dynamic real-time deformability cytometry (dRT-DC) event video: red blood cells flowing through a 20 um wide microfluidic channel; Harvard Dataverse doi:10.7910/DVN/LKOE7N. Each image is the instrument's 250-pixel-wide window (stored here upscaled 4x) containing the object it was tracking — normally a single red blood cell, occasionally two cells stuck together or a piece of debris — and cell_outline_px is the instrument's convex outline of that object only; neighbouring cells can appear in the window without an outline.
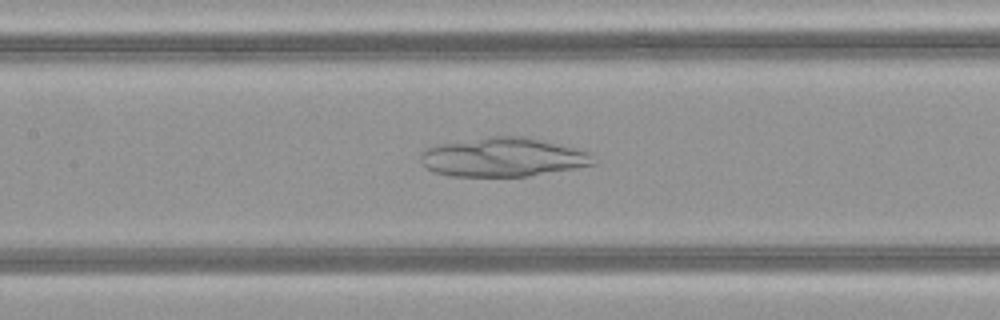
{"species": "common noctule bat (a hibernating species)", "species_latin": "Nyctalus noctula", "temperature_condition": "warm", "stored_images_in_passage": 39, "camera_frame_rate_fps": 3000, "um_per_image_px": 0.085, "animal": {"sex": "female", "body_mass_g": 21.9}, "frame": {"image": 1, "passage_image": 16, "time_ms": 5.0, "image_size_px": [1000, 320], "cell_outline_px": [[596, 164], [576, 168], [528, 176], [448, 176], [424, 168], [420, 160], [420, 152], [424, 148], [440, 144], [488, 136], [528, 136], [544, 140], [588, 152], [592, 156]], "centroid_in_image_um": [42.72, 13.36], "position_along_channel_um": 164.7, "area_um2": 39.42}}
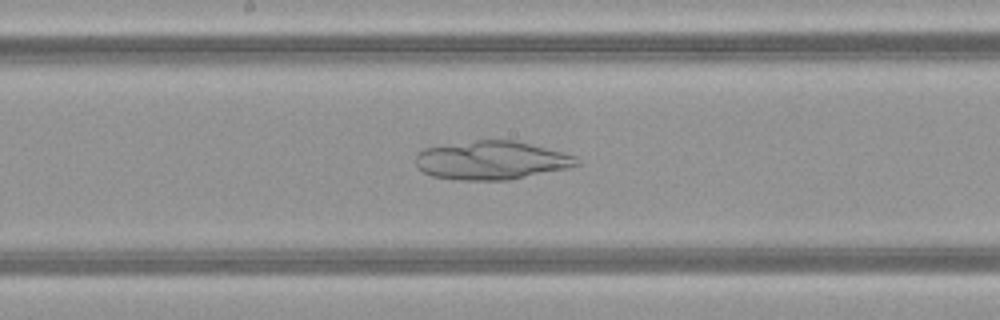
{"frame": {"image": 2, "passage_image": 19, "time_ms": 6.0, "image_size_px": [1000, 320], "cell_outline_px": [[580, 164], [568, 168], [508, 180], [456, 180], [432, 176], [416, 168], [416, 152], [424, 148], [476, 140], [516, 140], [576, 156]], "centroid_in_image_um": [41.74, 13.63], "position_along_channel_um": 206.5, "area_um2": 36.18}}
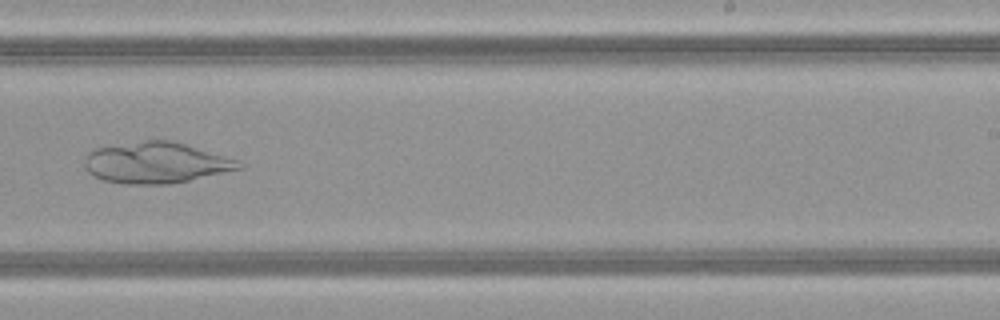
{"frame": {"image": 3, "passage_image": 24, "time_ms": 7.667, "image_size_px": [1000, 320], "cell_outline_px": [[244, 168], [172, 184], [124, 184], [104, 180], [92, 176], [84, 168], [84, 156], [88, 152], [96, 148], [144, 140], [172, 140], [240, 160], [244, 164]], "centroid_in_image_um": [13.26, 13.84], "position_along_channel_um": 275.7, "area_um2": 37.28}}